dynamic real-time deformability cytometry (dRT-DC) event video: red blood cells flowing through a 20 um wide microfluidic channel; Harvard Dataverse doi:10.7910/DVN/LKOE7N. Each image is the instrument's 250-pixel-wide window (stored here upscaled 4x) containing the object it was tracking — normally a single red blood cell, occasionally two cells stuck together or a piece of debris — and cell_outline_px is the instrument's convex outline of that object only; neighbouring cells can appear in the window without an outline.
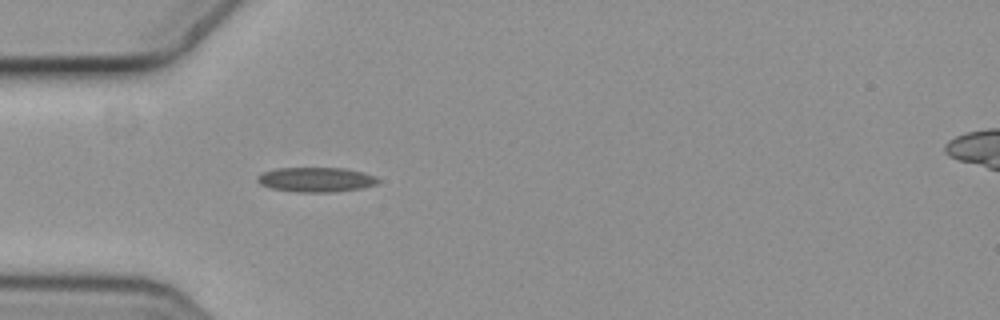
{"species": "common noctule bat (a hibernating species)", "species_latin": "Nyctalus noctula", "temperature_condition": "cold", "stored_images_in_passage": 1, "camera_frame_rate_fps": 3000, "um_per_image_px": 0.085, "animal": {"sex": "female", "body_mass_g": 19.3, "forearm_length_mm": 54.1}, "frame": {"image": 1, "passage_image": 1, "time_ms": 0.0, "image_size_px": [1000, 320], "cell_outline_px": [[380, 180], [376, 184], [360, 188], [332, 192], [296, 192], [268, 188], [260, 184], [256, 180], [256, 176], [260, 172], [276, 168], [344, 168], [376, 176]], "centroid_in_image_um": [26.78, 15.26], "position_along_channel_um": 58.2, "area_um2": 17.46}}